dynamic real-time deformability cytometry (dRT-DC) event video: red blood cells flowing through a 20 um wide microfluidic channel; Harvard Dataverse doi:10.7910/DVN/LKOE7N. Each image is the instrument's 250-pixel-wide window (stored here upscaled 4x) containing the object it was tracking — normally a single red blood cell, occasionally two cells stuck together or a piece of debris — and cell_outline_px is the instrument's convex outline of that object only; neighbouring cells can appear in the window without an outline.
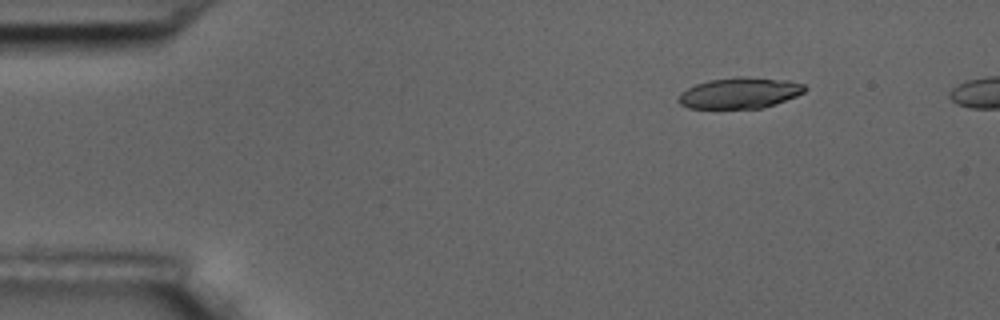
{"species": "common noctule bat (a hibernating species)", "species_latin": "Nyctalus noctula", "temperature_condition": "room temperature", "stored_images_in_passage": 4, "camera_frame_rate_fps": 3000, "um_per_image_px": 0.085, "animal": {"sex": "male", "body_mass_g": 17.5, "forearm_length_mm": 52.3}, "frame": {"image": 1, "passage_image": 1, "time_ms": 0.0, "image_size_px": [1000, 320], "cell_outline_px": [[808, 88], [804, 92], [796, 96], [776, 104], [760, 108], [688, 108], [680, 104], [676, 100], [680, 92], [696, 84], [708, 80], [740, 76], [744, 76], [788, 80], [804, 84]], "centroid_in_image_um": [62.87, 7.89], "position_along_channel_um": 22.1, "area_um2": 22.95}}